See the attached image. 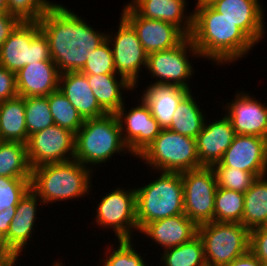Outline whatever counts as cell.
Returning <instances> with one entry per match:
<instances>
[{
	"label": "cell",
	"mask_w": 267,
	"mask_h": 266,
	"mask_svg": "<svg viewBox=\"0 0 267 266\" xmlns=\"http://www.w3.org/2000/svg\"><path fill=\"white\" fill-rule=\"evenodd\" d=\"M67 7L55 2L38 21L48 39L51 59L60 73L79 72L90 52L107 38V33L96 30L89 21Z\"/></svg>",
	"instance_id": "6da1fadb"
},
{
	"label": "cell",
	"mask_w": 267,
	"mask_h": 266,
	"mask_svg": "<svg viewBox=\"0 0 267 266\" xmlns=\"http://www.w3.org/2000/svg\"><path fill=\"white\" fill-rule=\"evenodd\" d=\"M190 35L200 58L223 67L246 58L257 44L209 3L196 0ZM210 60V61H209ZM230 63V64H229Z\"/></svg>",
	"instance_id": "7a4b0ae2"
},
{
	"label": "cell",
	"mask_w": 267,
	"mask_h": 266,
	"mask_svg": "<svg viewBox=\"0 0 267 266\" xmlns=\"http://www.w3.org/2000/svg\"><path fill=\"white\" fill-rule=\"evenodd\" d=\"M92 173L95 172L75 159L41 165L32 169L30 189L44 206L57 201L66 203L73 199H84L93 190Z\"/></svg>",
	"instance_id": "3957f363"
},
{
	"label": "cell",
	"mask_w": 267,
	"mask_h": 266,
	"mask_svg": "<svg viewBox=\"0 0 267 266\" xmlns=\"http://www.w3.org/2000/svg\"><path fill=\"white\" fill-rule=\"evenodd\" d=\"M127 153L132 155L123 140L119 120L114 113L85 119L75 134L74 159L92 171L115 155Z\"/></svg>",
	"instance_id": "277c9868"
},
{
	"label": "cell",
	"mask_w": 267,
	"mask_h": 266,
	"mask_svg": "<svg viewBox=\"0 0 267 266\" xmlns=\"http://www.w3.org/2000/svg\"><path fill=\"white\" fill-rule=\"evenodd\" d=\"M159 176L135 187L138 229L144 225L184 214L182 176L179 172H158Z\"/></svg>",
	"instance_id": "5b68a950"
},
{
	"label": "cell",
	"mask_w": 267,
	"mask_h": 266,
	"mask_svg": "<svg viewBox=\"0 0 267 266\" xmlns=\"http://www.w3.org/2000/svg\"><path fill=\"white\" fill-rule=\"evenodd\" d=\"M150 170L159 172H184L201 167L196 139L169 129H161L159 135L137 157Z\"/></svg>",
	"instance_id": "8992f818"
},
{
	"label": "cell",
	"mask_w": 267,
	"mask_h": 266,
	"mask_svg": "<svg viewBox=\"0 0 267 266\" xmlns=\"http://www.w3.org/2000/svg\"><path fill=\"white\" fill-rule=\"evenodd\" d=\"M207 266H228L247 253L250 230L238 222H207L198 225Z\"/></svg>",
	"instance_id": "52a82bcc"
},
{
	"label": "cell",
	"mask_w": 267,
	"mask_h": 266,
	"mask_svg": "<svg viewBox=\"0 0 267 266\" xmlns=\"http://www.w3.org/2000/svg\"><path fill=\"white\" fill-rule=\"evenodd\" d=\"M39 61H52L48 39L38 21H21L1 45L0 66L16 74Z\"/></svg>",
	"instance_id": "ba28073f"
},
{
	"label": "cell",
	"mask_w": 267,
	"mask_h": 266,
	"mask_svg": "<svg viewBox=\"0 0 267 266\" xmlns=\"http://www.w3.org/2000/svg\"><path fill=\"white\" fill-rule=\"evenodd\" d=\"M127 188L117 186L110 193L102 195L95 208L94 224L104 230L113 229L117 240H134L133 235L139 233L135 188Z\"/></svg>",
	"instance_id": "9c48e42d"
},
{
	"label": "cell",
	"mask_w": 267,
	"mask_h": 266,
	"mask_svg": "<svg viewBox=\"0 0 267 266\" xmlns=\"http://www.w3.org/2000/svg\"><path fill=\"white\" fill-rule=\"evenodd\" d=\"M192 57L200 59L191 37L187 36L174 48L148 54L146 72L149 71L151 78L155 79L151 81L153 83L175 84L192 91L188 83L196 72L191 63Z\"/></svg>",
	"instance_id": "30bf717a"
},
{
	"label": "cell",
	"mask_w": 267,
	"mask_h": 266,
	"mask_svg": "<svg viewBox=\"0 0 267 266\" xmlns=\"http://www.w3.org/2000/svg\"><path fill=\"white\" fill-rule=\"evenodd\" d=\"M184 214L197 225L214 221L215 194L218 188L212 167L202 166L181 172Z\"/></svg>",
	"instance_id": "8fae6325"
},
{
	"label": "cell",
	"mask_w": 267,
	"mask_h": 266,
	"mask_svg": "<svg viewBox=\"0 0 267 266\" xmlns=\"http://www.w3.org/2000/svg\"><path fill=\"white\" fill-rule=\"evenodd\" d=\"M119 19L117 32L107 33L106 39L112 49L116 74L132 84L135 91L139 88L138 82L142 79L139 76L140 72L147 68L148 54L142 47L133 27L121 15Z\"/></svg>",
	"instance_id": "7c38bea8"
},
{
	"label": "cell",
	"mask_w": 267,
	"mask_h": 266,
	"mask_svg": "<svg viewBox=\"0 0 267 266\" xmlns=\"http://www.w3.org/2000/svg\"><path fill=\"white\" fill-rule=\"evenodd\" d=\"M31 168L74 159L75 134L56 124L29 136L26 143Z\"/></svg>",
	"instance_id": "4fadbf2b"
},
{
	"label": "cell",
	"mask_w": 267,
	"mask_h": 266,
	"mask_svg": "<svg viewBox=\"0 0 267 266\" xmlns=\"http://www.w3.org/2000/svg\"><path fill=\"white\" fill-rule=\"evenodd\" d=\"M39 204L43 207L42 200L29 189L16 206L15 215L4 236V260L10 262L12 266H16L20 255H23L25 248L30 245L29 242H32L30 239L35 233L37 225L35 222H37L36 219H39L37 210H42L39 209Z\"/></svg>",
	"instance_id": "5bb4252c"
},
{
	"label": "cell",
	"mask_w": 267,
	"mask_h": 266,
	"mask_svg": "<svg viewBox=\"0 0 267 266\" xmlns=\"http://www.w3.org/2000/svg\"><path fill=\"white\" fill-rule=\"evenodd\" d=\"M137 106L130 110L125 103L115 113L119 120L122 137L128 146L133 158L138 157L159 135L161 128L155 118L152 116L150 108L138 95ZM140 103V104H138Z\"/></svg>",
	"instance_id": "9a60e30c"
},
{
	"label": "cell",
	"mask_w": 267,
	"mask_h": 266,
	"mask_svg": "<svg viewBox=\"0 0 267 266\" xmlns=\"http://www.w3.org/2000/svg\"><path fill=\"white\" fill-rule=\"evenodd\" d=\"M120 15L133 27L147 54L174 48L187 37L171 23L140 17L128 4Z\"/></svg>",
	"instance_id": "2e32d148"
},
{
	"label": "cell",
	"mask_w": 267,
	"mask_h": 266,
	"mask_svg": "<svg viewBox=\"0 0 267 266\" xmlns=\"http://www.w3.org/2000/svg\"><path fill=\"white\" fill-rule=\"evenodd\" d=\"M251 94L238 91L233 100L222 104L223 110H226L224 114L230 119L236 134L267 139V104Z\"/></svg>",
	"instance_id": "e0dca14e"
},
{
	"label": "cell",
	"mask_w": 267,
	"mask_h": 266,
	"mask_svg": "<svg viewBox=\"0 0 267 266\" xmlns=\"http://www.w3.org/2000/svg\"><path fill=\"white\" fill-rule=\"evenodd\" d=\"M220 163L253 173L257 178L267 175V139L236 134Z\"/></svg>",
	"instance_id": "ac0fdd59"
},
{
	"label": "cell",
	"mask_w": 267,
	"mask_h": 266,
	"mask_svg": "<svg viewBox=\"0 0 267 266\" xmlns=\"http://www.w3.org/2000/svg\"><path fill=\"white\" fill-rule=\"evenodd\" d=\"M209 4L234 22L256 44L264 39L267 31L264 25L266 15L260 0H211Z\"/></svg>",
	"instance_id": "d6986e66"
},
{
	"label": "cell",
	"mask_w": 267,
	"mask_h": 266,
	"mask_svg": "<svg viewBox=\"0 0 267 266\" xmlns=\"http://www.w3.org/2000/svg\"><path fill=\"white\" fill-rule=\"evenodd\" d=\"M223 115L212 122L205 120L202 131L197 135V154L201 167H212L219 163L236 135L230 119Z\"/></svg>",
	"instance_id": "ffe728a7"
},
{
	"label": "cell",
	"mask_w": 267,
	"mask_h": 266,
	"mask_svg": "<svg viewBox=\"0 0 267 266\" xmlns=\"http://www.w3.org/2000/svg\"><path fill=\"white\" fill-rule=\"evenodd\" d=\"M139 233L165 250L192 240L198 235V225L185 214H180L150 222Z\"/></svg>",
	"instance_id": "44dd1931"
},
{
	"label": "cell",
	"mask_w": 267,
	"mask_h": 266,
	"mask_svg": "<svg viewBox=\"0 0 267 266\" xmlns=\"http://www.w3.org/2000/svg\"><path fill=\"white\" fill-rule=\"evenodd\" d=\"M188 0H131L127 4L140 16L177 26L186 36L193 29V11L186 12ZM188 13V14H187Z\"/></svg>",
	"instance_id": "7402d4cb"
},
{
	"label": "cell",
	"mask_w": 267,
	"mask_h": 266,
	"mask_svg": "<svg viewBox=\"0 0 267 266\" xmlns=\"http://www.w3.org/2000/svg\"><path fill=\"white\" fill-rule=\"evenodd\" d=\"M60 72L53 61H39L25 65L16 73L19 96H48L59 88Z\"/></svg>",
	"instance_id": "603a6c76"
},
{
	"label": "cell",
	"mask_w": 267,
	"mask_h": 266,
	"mask_svg": "<svg viewBox=\"0 0 267 266\" xmlns=\"http://www.w3.org/2000/svg\"><path fill=\"white\" fill-rule=\"evenodd\" d=\"M140 99L148 105L161 129H168L181 100L190 92L175 84L150 83Z\"/></svg>",
	"instance_id": "cb8c5ba5"
},
{
	"label": "cell",
	"mask_w": 267,
	"mask_h": 266,
	"mask_svg": "<svg viewBox=\"0 0 267 266\" xmlns=\"http://www.w3.org/2000/svg\"><path fill=\"white\" fill-rule=\"evenodd\" d=\"M58 90L69 100L84 120L107 114L93 94L87 76L80 72L61 73Z\"/></svg>",
	"instance_id": "d4e9b609"
},
{
	"label": "cell",
	"mask_w": 267,
	"mask_h": 266,
	"mask_svg": "<svg viewBox=\"0 0 267 266\" xmlns=\"http://www.w3.org/2000/svg\"><path fill=\"white\" fill-rule=\"evenodd\" d=\"M99 105L107 113H116L125 103L123 94L134 91V86L118 74L86 75ZM119 77V78H118ZM123 92V93H122Z\"/></svg>",
	"instance_id": "484cf974"
},
{
	"label": "cell",
	"mask_w": 267,
	"mask_h": 266,
	"mask_svg": "<svg viewBox=\"0 0 267 266\" xmlns=\"http://www.w3.org/2000/svg\"><path fill=\"white\" fill-rule=\"evenodd\" d=\"M24 97L0 102V138L1 141L21 142L26 144L28 132L26 128Z\"/></svg>",
	"instance_id": "4316f807"
},
{
	"label": "cell",
	"mask_w": 267,
	"mask_h": 266,
	"mask_svg": "<svg viewBox=\"0 0 267 266\" xmlns=\"http://www.w3.org/2000/svg\"><path fill=\"white\" fill-rule=\"evenodd\" d=\"M242 225L250 231L267 225V175L258 177L244 193Z\"/></svg>",
	"instance_id": "83f0119b"
},
{
	"label": "cell",
	"mask_w": 267,
	"mask_h": 266,
	"mask_svg": "<svg viewBox=\"0 0 267 266\" xmlns=\"http://www.w3.org/2000/svg\"><path fill=\"white\" fill-rule=\"evenodd\" d=\"M204 111L190 91L177 106L168 129L196 139L202 131L205 119H208L207 115L203 114Z\"/></svg>",
	"instance_id": "f1b7e54d"
},
{
	"label": "cell",
	"mask_w": 267,
	"mask_h": 266,
	"mask_svg": "<svg viewBox=\"0 0 267 266\" xmlns=\"http://www.w3.org/2000/svg\"><path fill=\"white\" fill-rule=\"evenodd\" d=\"M31 173L26 144L0 141V176L31 178Z\"/></svg>",
	"instance_id": "f546056e"
},
{
	"label": "cell",
	"mask_w": 267,
	"mask_h": 266,
	"mask_svg": "<svg viewBox=\"0 0 267 266\" xmlns=\"http://www.w3.org/2000/svg\"><path fill=\"white\" fill-rule=\"evenodd\" d=\"M160 256L159 266H207L203 242L198 235L179 246L163 250Z\"/></svg>",
	"instance_id": "4dcf8cb0"
},
{
	"label": "cell",
	"mask_w": 267,
	"mask_h": 266,
	"mask_svg": "<svg viewBox=\"0 0 267 266\" xmlns=\"http://www.w3.org/2000/svg\"><path fill=\"white\" fill-rule=\"evenodd\" d=\"M244 193L218 187L215 194L214 221L242 224Z\"/></svg>",
	"instance_id": "1f68e13d"
},
{
	"label": "cell",
	"mask_w": 267,
	"mask_h": 266,
	"mask_svg": "<svg viewBox=\"0 0 267 266\" xmlns=\"http://www.w3.org/2000/svg\"><path fill=\"white\" fill-rule=\"evenodd\" d=\"M47 98L54 123L76 134L84 119L75 107L59 90L50 93Z\"/></svg>",
	"instance_id": "d6a6232c"
},
{
	"label": "cell",
	"mask_w": 267,
	"mask_h": 266,
	"mask_svg": "<svg viewBox=\"0 0 267 266\" xmlns=\"http://www.w3.org/2000/svg\"><path fill=\"white\" fill-rule=\"evenodd\" d=\"M132 242L133 240H117L118 244L109 243L107 251L103 252L104 258L100 259V266H148Z\"/></svg>",
	"instance_id": "836d02e7"
},
{
	"label": "cell",
	"mask_w": 267,
	"mask_h": 266,
	"mask_svg": "<svg viewBox=\"0 0 267 266\" xmlns=\"http://www.w3.org/2000/svg\"><path fill=\"white\" fill-rule=\"evenodd\" d=\"M28 138L30 135L54 125L47 96L24 97Z\"/></svg>",
	"instance_id": "e575fe53"
},
{
	"label": "cell",
	"mask_w": 267,
	"mask_h": 266,
	"mask_svg": "<svg viewBox=\"0 0 267 266\" xmlns=\"http://www.w3.org/2000/svg\"><path fill=\"white\" fill-rule=\"evenodd\" d=\"M218 187L245 193L257 179L253 173L225 167L220 162L213 165Z\"/></svg>",
	"instance_id": "d590c367"
},
{
	"label": "cell",
	"mask_w": 267,
	"mask_h": 266,
	"mask_svg": "<svg viewBox=\"0 0 267 266\" xmlns=\"http://www.w3.org/2000/svg\"><path fill=\"white\" fill-rule=\"evenodd\" d=\"M79 72L84 75L116 74L112 49L107 39L90 52Z\"/></svg>",
	"instance_id": "8d00e7d4"
},
{
	"label": "cell",
	"mask_w": 267,
	"mask_h": 266,
	"mask_svg": "<svg viewBox=\"0 0 267 266\" xmlns=\"http://www.w3.org/2000/svg\"><path fill=\"white\" fill-rule=\"evenodd\" d=\"M31 178H10L0 176V212L16 207L19 200L30 189Z\"/></svg>",
	"instance_id": "74e56055"
},
{
	"label": "cell",
	"mask_w": 267,
	"mask_h": 266,
	"mask_svg": "<svg viewBox=\"0 0 267 266\" xmlns=\"http://www.w3.org/2000/svg\"><path fill=\"white\" fill-rule=\"evenodd\" d=\"M53 3L50 0H7V9L21 21H39Z\"/></svg>",
	"instance_id": "f35d334b"
},
{
	"label": "cell",
	"mask_w": 267,
	"mask_h": 266,
	"mask_svg": "<svg viewBox=\"0 0 267 266\" xmlns=\"http://www.w3.org/2000/svg\"><path fill=\"white\" fill-rule=\"evenodd\" d=\"M249 251L261 263H267V225L250 231Z\"/></svg>",
	"instance_id": "ab89813d"
},
{
	"label": "cell",
	"mask_w": 267,
	"mask_h": 266,
	"mask_svg": "<svg viewBox=\"0 0 267 266\" xmlns=\"http://www.w3.org/2000/svg\"><path fill=\"white\" fill-rule=\"evenodd\" d=\"M17 95L16 74L0 66V102Z\"/></svg>",
	"instance_id": "60d3db41"
},
{
	"label": "cell",
	"mask_w": 267,
	"mask_h": 266,
	"mask_svg": "<svg viewBox=\"0 0 267 266\" xmlns=\"http://www.w3.org/2000/svg\"><path fill=\"white\" fill-rule=\"evenodd\" d=\"M21 20L9 13H0V48Z\"/></svg>",
	"instance_id": "b9f144b4"
},
{
	"label": "cell",
	"mask_w": 267,
	"mask_h": 266,
	"mask_svg": "<svg viewBox=\"0 0 267 266\" xmlns=\"http://www.w3.org/2000/svg\"><path fill=\"white\" fill-rule=\"evenodd\" d=\"M16 207L0 212V259L4 260V236L9 230V225L15 215Z\"/></svg>",
	"instance_id": "7bdbcfd3"
},
{
	"label": "cell",
	"mask_w": 267,
	"mask_h": 266,
	"mask_svg": "<svg viewBox=\"0 0 267 266\" xmlns=\"http://www.w3.org/2000/svg\"><path fill=\"white\" fill-rule=\"evenodd\" d=\"M261 262L250 252L234 259L228 266H260Z\"/></svg>",
	"instance_id": "ee69618b"
},
{
	"label": "cell",
	"mask_w": 267,
	"mask_h": 266,
	"mask_svg": "<svg viewBox=\"0 0 267 266\" xmlns=\"http://www.w3.org/2000/svg\"><path fill=\"white\" fill-rule=\"evenodd\" d=\"M0 13H8L7 0H0Z\"/></svg>",
	"instance_id": "f6af8a7d"
},
{
	"label": "cell",
	"mask_w": 267,
	"mask_h": 266,
	"mask_svg": "<svg viewBox=\"0 0 267 266\" xmlns=\"http://www.w3.org/2000/svg\"><path fill=\"white\" fill-rule=\"evenodd\" d=\"M0 266H12V264L6 260L0 259Z\"/></svg>",
	"instance_id": "bcb514c9"
},
{
	"label": "cell",
	"mask_w": 267,
	"mask_h": 266,
	"mask_svg": "<svg viewBox=\"0 0 267 266\" xmlns=\"http://www.w3.org/2000/svg\"><path fill=\"white\" fill-rule=\"evenodd\" d=\"M51 266H64L63 264V260H59V261H55L53 262V264L51 263Z\"/></svg>",
	"instance_id": "7dc6e473"
},
{
	"label": "cell",
	"mask_w": 267,
	"mask_h": 266,
	"mask_svg": "<svg viewBox=\"0 0 267 266\" xmlns=\"http://www.w3.org/2000/svg\"><path fill=\"white\" fill-rule=\"evenodd\" d=\"M198 1H201V2H204V3H209L211 0H198Z\"/></svg>",
	"instance_id": "c3c4849f"
},
{
	"label": "cell",
	"mask_w": 267,
	"mask_h": 266,
	"mask_svg": "<svg viewBox=\"0 0 267 266\" xmlns=\"http://www.w3.org/2000/svg\"><path fill=\"white\" fill-rule=\"evenodd\" d=\"M260 266H267V263H261Z\"/></svg>",
	"instance_id": "681fc988"
}]
</instances>
